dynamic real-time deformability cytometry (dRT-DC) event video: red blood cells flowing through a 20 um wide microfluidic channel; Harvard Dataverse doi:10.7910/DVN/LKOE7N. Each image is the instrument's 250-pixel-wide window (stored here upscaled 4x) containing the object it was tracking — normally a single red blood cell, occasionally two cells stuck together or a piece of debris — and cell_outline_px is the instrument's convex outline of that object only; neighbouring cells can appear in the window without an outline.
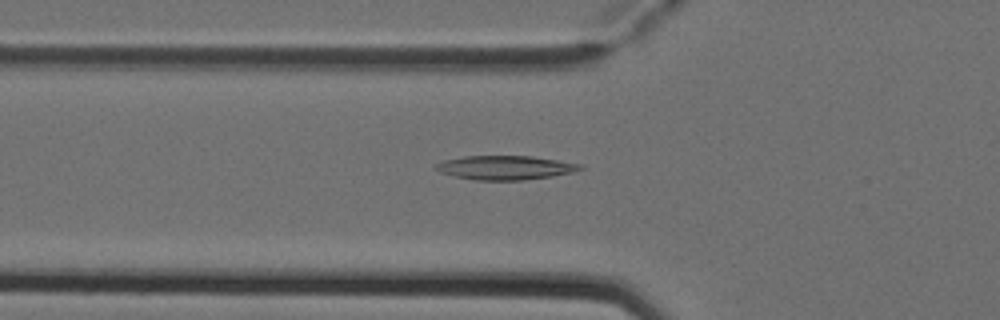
{"species": "Egyptian fruit bat (a non-hibernating species)", "species_latin": "Rousettus aegyptiacus", "temperature_condition": "cold", "stored_images_in_passage": 4, "camera_frame_rate_fps": 3000, "um_per_image_px": 0.085, "animal": {"sex": "female"}, "frame": {"image": 1, "passage_image": 4, "time_ms": 1.0, "image_size_px": [1000, 320], "cell_outline_px": [[584, 168], [572, 172], [552, 176], [524, 180], [476, 180], [456, 176], [440, 172], [436, 168], [436, 164], [444, 160], [464, 156], [532, 156], [584, 164]], "centroid_in_image_um": [43.0, 14.24], "position_along_channel_um": 82.8, "area_um2": 20.11}}